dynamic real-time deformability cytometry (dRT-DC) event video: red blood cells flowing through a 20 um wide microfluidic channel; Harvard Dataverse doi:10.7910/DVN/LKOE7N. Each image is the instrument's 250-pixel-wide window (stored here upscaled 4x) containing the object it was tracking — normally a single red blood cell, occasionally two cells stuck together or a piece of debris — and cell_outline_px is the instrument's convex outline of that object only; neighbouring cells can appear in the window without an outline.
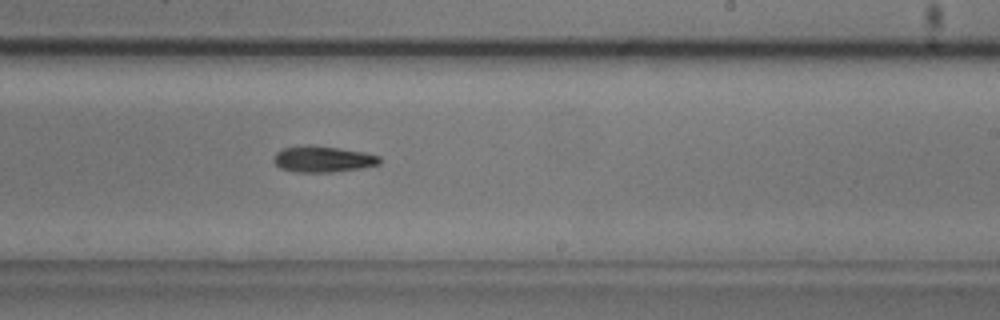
{"species": "common noctule bat (a hibernating species)", "species_latin": "Nyctalus noctula", "temperature_condition": "cold", "stored_images_in_passage": 44, "camera_frame_rate_fps": 3000, "um_per_image_px": 0.085, "animal": {"sex": "male", "body_mass_g": 20.5, "forearm_length_mm": 52.5}, "frame": {"image": 1, "passage_image": 32, "time_ms": 10.333, "image_size_px": [1000, 320], "cell_outline_px": [[380, 164], [360, 168], [332, 172], [296, 172], [280, 168], [272, 160], [272, 156], [276, 152], [284, 148], [304, 144], [312, 144], [340, 148], [364, 152], [380, 156]], "centroid_in_image_um": [27.4, 13.51], "position_along_channel_um": 261.6, "area_um2": 16.36}}